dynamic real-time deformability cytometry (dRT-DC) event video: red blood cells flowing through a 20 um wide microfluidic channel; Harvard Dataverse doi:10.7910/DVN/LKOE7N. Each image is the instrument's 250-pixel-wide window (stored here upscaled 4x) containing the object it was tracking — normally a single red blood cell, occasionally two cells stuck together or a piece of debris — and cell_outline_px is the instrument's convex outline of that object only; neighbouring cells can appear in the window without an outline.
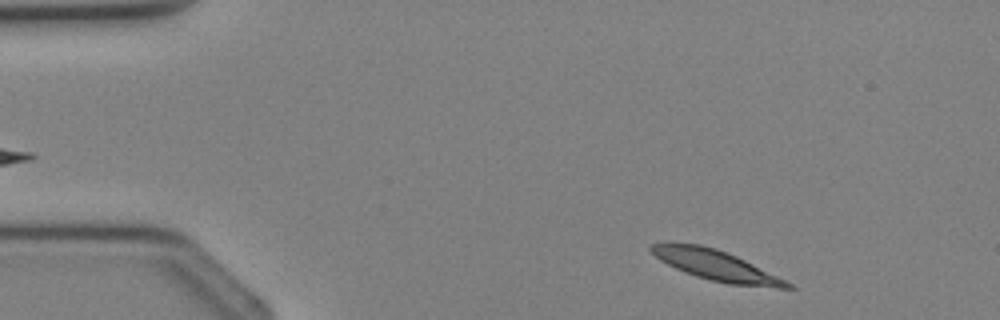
{"species": "Egyptian fruit bat (a non-hibernating species)", "species_latin": "Rousettus aegyptiacus", "temperature_condition": "cold", "stored_images_in_passage": 33, "camera_frame_rate_fps": 3000, "um_per_image_px": 0.085, "animal": {"sex": "female"}, "frame": {"image": 1, "passage_image": 1, "time_ms": 0.0, "image_size_px": [1000, 320], "cell_outline_px": [[796, 288], [776, 288], [728, 284], [696, 276], [684, 272], [660, 260], [648, 248], [652, 244], [700, 244], [716, 248], [736, 256], [792, 284]], "centroid_in_image_um": [60.87, 22.57], "position_along_channel_um": 24.1, "area_um2": 23.35}}
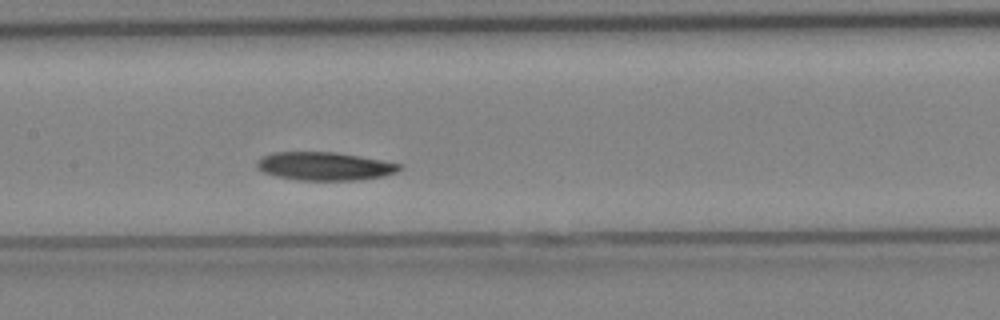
{"frame": {"image": 2, "passage_image": 14, "time_ms": 4.333, "image_size_px": [1000, 320], "cell_outline_px": [[404, 168], [396, 172], [384, 176], [360, 180], [296, 180], [276, 176], [264, 172], [256, 168], [256, 160], [272, 152], [336, 152], [360, 156], [400, 164]], "centroid_in_image_um": [27.58, 14.13], "position_along_channel_um": 179.8, "area_um2": 23.58}}
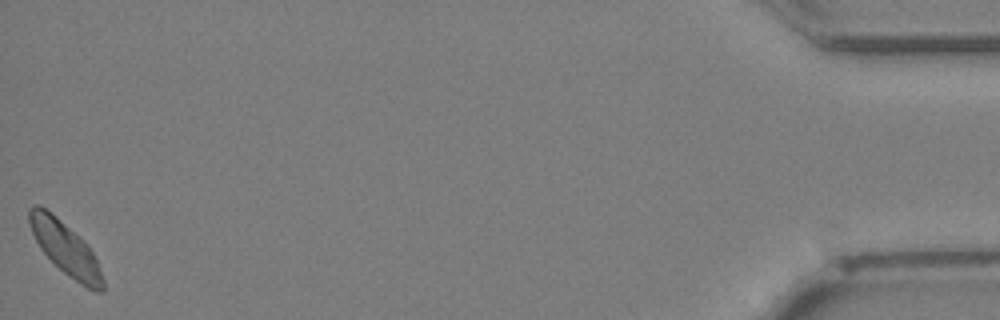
{"frame": {"image": 3, "passage_image": 33, "time_ms": 10.667, "image_size_px": [1000, 320], "cell_outline_px": [[104, 292], [96, 292], [80, 284], [68, 276], [40, 248], [28, 224], [28, 208], [32, 204], [40, 204], [52, 212], [84, 240], [92, 252], [96, 260], [104, 280]], "centroid_in_image_um": [5.54, 21.07], "position_along_channel_um": 429.7, "area_um2": 22.66}}